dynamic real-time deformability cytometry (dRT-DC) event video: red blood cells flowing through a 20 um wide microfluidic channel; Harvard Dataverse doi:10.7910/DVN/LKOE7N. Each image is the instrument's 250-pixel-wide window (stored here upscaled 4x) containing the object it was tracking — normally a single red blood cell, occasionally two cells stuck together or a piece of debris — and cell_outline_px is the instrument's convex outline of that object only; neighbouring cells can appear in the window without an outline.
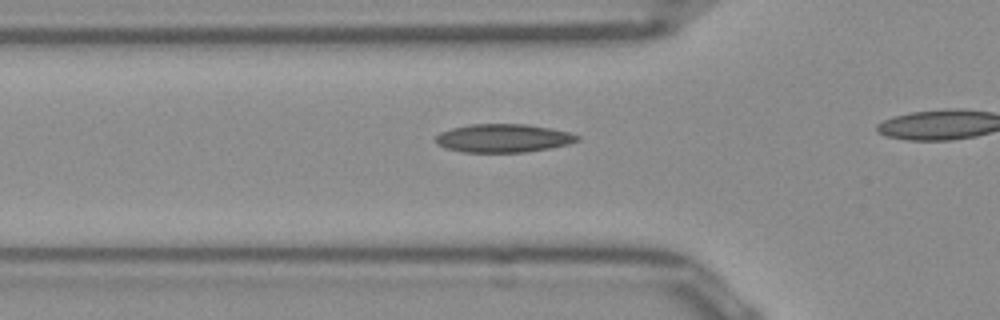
{"species": "Egyptian fruit bat (a non-hibernating species)", "species_latin": "Rousettus aegyptiacus", "temperature_condition": "room temperature", "stored_images_in_passage": 17, "camera_frame_rate_fps": 3000, "um_per_image_px": 0.085, "frame": {"image": 1, "passage_image": 12, "time_ms": 3.667, "image_size_px": [1000, 320], "cell_outline_px": [[580, 140], [568, 144], [548, 148], [524, 152], [464, 152], [448, 148], [436, 144], [432, 140], [440, 132], [452, 128], [472, 124], [528, 124], [552, 128], [568, 132], [580, 136]], "centroid_in_image_um": [42.77, 11.74], "position_along_channel_um": 83.0, "area_um2": 23.41}}
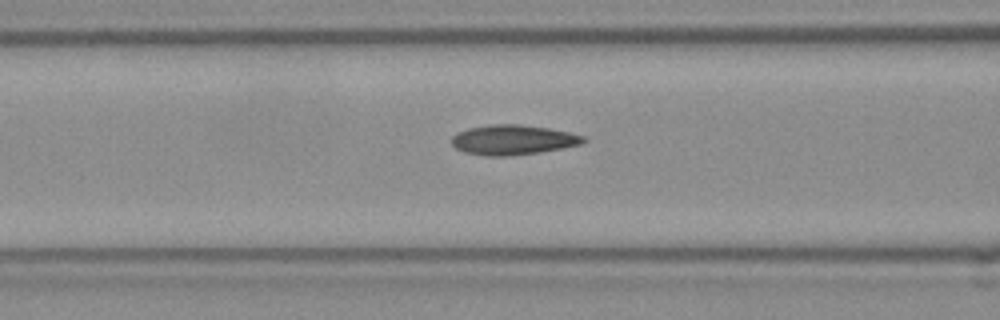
{"frame": {"image": 2, "passage_image": 15, "time_ms": 4.667, "image_size_px": [1000, 320], "cell_outline_px": [[588, 140], [580, 144], [564, 148], [540, 152], [508, 156], [488, 156], [464, 152], [456, 148], [452, 144], [452, 136], [468, 128], [492, 124], [520, 124], [548, 128], [568, 132], [584, 136]], "centroid_in_image_um": [43.62, 11.89], "position_along_channel_um": 123.0, "area_um2": 22.89}}